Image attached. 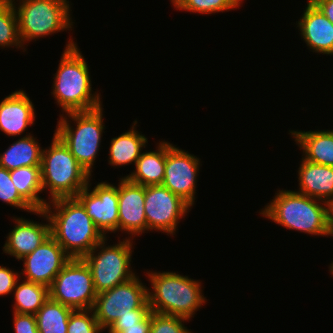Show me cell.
I'll return each mask as SVG.
<instances>
[{
	"label": "cell",
	"instance_id": "cell-1",
	"mask_svg": "<svg viewBox=\"0 0 333 333\" xmlns=\"http://www.w3.org/2000/svg\"><path fill=\"white\" fill-rule=\"evenodd\" d=\"M43 211L51 237L70 258H83L105 238L76 197L48 201Z\"/></svg>",
	"mask_w": 333,
	"mask_h": 333
},
{
	"label": "cell",
	"instance_id": "cell-2",
	"mask_svg": "<svg viewBox=\"0 0 333 333\" xmlns=\"http://www.w3.org/2000/svg\"><path fill=\"white\" fill-rule=\"evenodd\" d=\"M71 38L72 36L61 54L51 87L53 89L51 95L55 98V103L62 108L63 114L91 111L102 107L101 93L92 90L90 66L77 43Z\"/></svg>",
	"mask_w": 333,
	"mask_h": 333
},
{
	"label": "cell",
	"instance_id": "cell-3",
	"mask_svg": "<svg viewBox=\"0 0 333 333\" xmlns=\"http://www.w3.org/2000/svg\"><path fill=\"white\" fill-rule=\"evenodd\" d=\"M147 279L151 286L147 288L148 304L150 310L175 315L191 321L198 309L206 301L202 283L177 272L147 271ZM151 290V291H150Z\"/></svg>",
	"mask_w": 333,
	"mask_h": 333
},
{
	"label": "cell",
	"instance_id": "cell-4",
	"mask_svg": "<svg viewBox=\"0 0 333 333\" xmlns=\"http://www.w3.org/2000/svg\"><path fill=\"white\" fill-rule=\"evenodd\" d=\"M259 213L289 230L312 236H329L325 201L308 197L296 190H278L272 201Z\"/></svg>",
	"mask_w": 333,
	"mask_h": 333
},
{
	"label": "cell",
	"instance_id": "cell-5",
	"mask_svg": "<svg viewBox=\"0 0 333 333\" xmlns=\"http://www.w3.org/2000/svg\"><path fill=\"white\" fill-rule=\"evenodd\" d=\"M92 176L71 154L69 148L54 133L51 145L43 148L41 182L48 200L76 197Z\"/></svg>",
	"mask_w": 333,
	"mask_h": 333
},
{
	"label": "cell",
	"instance_id": "cell-6",
	"mask_svg": "<svg viewBox=\"0 0 333 333\" xmlns=\"http://www.w3.org/2000/svg\"><path fill=\"white\" fill-rule=\"evenodd\" d=\"M103 109L102 106L91 111L61 114L54 130V133L91 176L94 163L99 156L103 132L106 129ZM71 123H74L73 126L76 128Z\"/></svg>",
	"mask_w": 333,
	"mask_h": 333
},
{
	"label": "cell",
	"instance_id": "cell-7",
	"mask_svg": "<svg viewBox=\"0 0 333 333\" xmlns=\"http://www.w3.org/2000/svg\"><path fill=\"white\" fill-rule=\"evenodd\" d=\"M11 1L17 14L19 37L24 47L32 40L74 28L72 4L69 0Z\"/></svg>",
	"mask_w": 333,
	"mask_h": 333
},
{
	"label": "cell",
	"instance_id": "cell-8",
	"mask_svg": "<svg viewBox=\"0 0 333 333\" xmlns=\"http://www.w3.org/2000/svg\"><path fill=\"white\" fill-rule=\"evenodd\" d=\"M107 239L105 237L82 258L90 268L97 294L123 284L137 275L131 267L134 239L126 237L113 245H108Z\"/></svg>",
	"mask_w": 333,
	"mask_h": 333
},
{
	"label": "cell",
	"instance_id": "cell-9",
	"mask_svg": "<svg viewBox=\"0 0 333 333\" xmlns=\"http://www.w3.org/2000/svg\"><path fill=\"white\" fill-rule=\"evenodd\" d=\"M97 293L90 268L82 258H71L49 287V298L73 310L92 309Z\"/></svg>",
	"mask_w": 333,
	"mask_h": 333
},
{
	"label": "cell",
	"instance_id": "cell-10",
	"mask_svg": "<svg viewBox=\"0 0 333 333\" xmlns=\"http://www.w3.org/2000/svg\"><path fill=\"white\" fill-rule=\"evenodd\" d=\"M147 288L136 275L123 284L97 294L92 310L98 324L106 330L120 316L133 314L134 309L140 308L148 300Z\"/></svg>",
	"mask_w": 333,
	"mask_h": 333
},
{
	"label": "cell",
	"instance_id": "cell-11",
	"mask_svg": "<svg viewBox=\"0 0 333 333\" xmlns=\"http://www.w3.org/2000/svg\"><path fill=\"white\" fill-rule=\"evenodd\" d=\"M191 208L180 196L173 194L163 185L145 186L147 231H160L173 237L180 219L185 218Z\"/></svg>",
	"mask_w": 333,
	"mask_h": 333
},
{
	"label": "cell",
	"instance_id": "cell-12",
	"mask_svg": "<svg viewBox=\"0 0 333 333\" xmlns=\"http://www.w3.org/2000/svg\"><path fill=\"white\" fill-rule=\"evenodd\" d=\"M166 141L165 175L162 185L180 196L191 207L195 204L201 159Z\"/></svg>",
	"mask_w": 333,
	"mask_h": 333
},
{
	"label": "cell",
	"instance_id": "cell-13",
	"mask_svg": "<svg viewBox=\"0 0 333 333\" xmlns=\"http://www.w3.org/2000/svg\"><path fill=\"white\" fill-rule=\"evenodd\" d=\"M91 180L76 198L85 207L96 227L108 237L106 234L118 232V184L115 186L106 181L99 182L92 189Z\"/></svg>",
	"mask_w": 333,
	"mask_h": 333
},
{
	"label": "cell",
	"instance_id": "cell-14",
	"mask_svg": "<svg viewBox=\"0 0 333 333\" xmlns=\"http://www.w3.org/2000/svg\"><path fill=\"white\" fill-rule=\"evenodd\" d=\"M70 259L64 249L50 235L32 253L20 259L23 261V269L19 271L22 275L20 278L49 288Z\"/></svg>",
	"mask_w": 333,
	"mask_h": 333
},
{
	"label": "cell",
	"instance_id": "cell-15",
	"mask_svg": "<svg viewBox=\"0 0 333 333\" xmlns=\"http://www.w3.org/2000/svg\"><path fill=\"white\" fill-rule=\"evenodd\" d=\"M145 186L129 181L126 177L118 182V231L134 239L147 231L144 210ZM130 235V237H129Z\"/></svg>",
	"mask_w": 333,
	"mask_h": 333
},
{
	"label": "cell",
	"instance_id": "cell-16",
	"mask_svg": "<svg viewBox=\"0 0 333 333\" xmlns=\"http://www.w3.org/2000/svg\"><path fill=\"white\" fill-rule=\"evenodd\" d=\"M34 215L44 218L46 223L31 221L30 219L13 218V229L6 236V242L3 245V252L9 256L15 257L20 261L25 255L32 253L50 236V222L43 210L35 211ZM40 215V216H39ZM48 222V223H47Z\"/></svg>",
	"mask_w": 333,
	"mask_h": 333
},
{
	"label": "cell",
	"instance_id": "cell-17",
	"mask_svg": "<svg viewBox=\"0 0 333 333\" xmlns=\"http://www.w3.org/2000/svg\"><path fill=\"white\" fill-rule=\"evenodd\" d=\"M302 16L296 21L301 39L311 52L333 56V23L311 1L307 0Z\"/></svg>",
	"mask_w": 333,
	"mask_h": 333
},
{
	"label": "cell",
	"instance_id": "cell-18",
	"mask_svg": "<svg viewBox=\"0 0 333 333\" xmlns=\"http://www.w3.org/2000/svg\"><path fill=\"white\" fill-rule=\"evenodd\" d=\"M36 111L25 91L15 90L0 101V131L9 137H19L34 125Z\"/></svg>",
	"mask_w": 333,
	"mask_h": 333
},
{
	"label": "cell",
	"instance_id": "cell-19",
	"mask_svg": "<svg viewBox=\"0 0 333 333\" xmlns=\"http://www.w3.org/2000/svg\"><path fill=\"white\" fill-rule=\"evenodd\" d=\"M302 160V161H301ZM298 168V190L322 201L333 199V167L315 164L301 158Z\"/></svg>",
	"mask_w": 333,
	"mask_h": 333
},
{
	"label": "cell",
	"instance_id": "cell-20",
	"mask_svg": "<svg viewBox=\"0 0 333 333\" xmlns=\"http://www.w3.org/2000/svg\"><path fill=\"white\" fill-rule=\"evenodd\" d=\"M289 134L294 138L295 144L303 151V159L315 164L333 167V129L289 130Z\"/></svg>",
	"mask_w": 333,
	"mask_h": 333
},
{
	"label": "cell",
	"instance_id": "cell-21",
	"mask_svg": "<svg viewBox=\"0 0 333 333\" xmlns=\"http://www.w3.org/2000/svg\"><path fill=\"white\" fill-rule=\"evenodd\" d=\"M156 150L142 152L132 172L126 177L129 181L143 185H162L165 175L166 141H159Z\"/></svg>",
	"mask_w": 333,
	"mask_h": 333
},
{
	"label": "cell",
	"instance_id": "cell-22",
	"mask_svg": "<svg viewBox=\"0 0 333 333\" xmlns=\"http://www.w3.org/2000/svg\"><path fill=\"white\" fill-rule=\"evenodd\" d=\"M137 123V120L133 121L129 130L111 138L108 157V164L111 166L116 168L132 163L135 165L143 148L147 147L148 138L136 129Z\"/></svg>",
	"mask_w": 333,
	"mask_h": 333
},
{
	"label": "cell",
	"instance_id": "cell-23",
	"mask_svg": "<svg viewBox=\"0 0 333 333\" xmlns=\"http://www.w3.org/2000/svg\"><path fill=\"white\" fill-rule=\"evenodd\" d=\"M31 133L18 138L0 154V166L13 170L27 166H41L42 150L40 143Z\"/></svg>",
	"mask_w": 333,
	"mask_h": 333
},
{
	"label": "cell",
	"instance_id": "cell-24",
	"mask_svg": "<svg viewBox=\"0 0 333 333\" xmlns=\"http://www.w3.org/2000/svg\"><path fill=\"white\" fill-rule=\"evenodd\" d=\"M10 176L20 196L35 210H43L48 203L43 192L41 166H27L10 170Z\"/></svg>",
	"mask_w": 333,
	"mask_h": 333
},
{
	"label": "cell",
	"instance_id": "cell-25",
	"mask_svg": "<svg viewBox=\"0 0 333 333\" xmlns=\"http://www.w3.org/2000/svg\"><path fill=\"white\" fill-rule=\"evenodd\" d=\"M13 312L35 315L49 299V288L30 281L20 279L13 290Z\"/></svg>",
	"mask_w": 333,
	"mask_h": 333
},
{
	"label": "cell",
	"instance_id": "cell-26",
	"mask_svg": "<svg viewBox=\"0 0 333 333\" xmlns=\"http://www.w3.org/2000/svg\"><path fill=\"white\" fill-rule=\"evenodd\" d=\"M73 309L50 298L35 314L39 333H67Z\"/></svg>",
	"mask_w": 333,
	"mask_h": 333
},
{
	"label": "cell",
	"instance_id": "cell-27",
	"mask_svg": "<svg viewBox=\"0 0 333 333\" xmlns=\"http://www.w3.org/2000/svg\"><path fill=\"white\" fill-rule=\"evenodd\" d=\"M2 47V48H1ZM27 49L19 37L18 18L11 0H0V48Z\"/></svg>",
	"mask_w": 333,
	"mask_h": 333
},
{
	"label": "cell",
	"instance_id": "cell-28",
	"mask_svg": "<svg viewBox=\"0 0 333 333\" xmlns=\"http://www.w3.org/2000/svg\"><path fill=\"white\" fill-rule=\"evenodd\" d=\"M176 10L198 14H215L239 9L243 0H172Z\"/></svg>",
	"mask_w": 333,
	"mask_h": 333
},
{
	"label": "cell",
	"instance_id": "cell-29",
	"mask_svg": "<svg viewBox=\"0 0 333 333\" xmlns=\"http://www.w3.org/2000/svg\"><path fill=\"white\" fill-rule=\"evenodd\" d=\"M0 200L3 203L34 213L35 210L20 196L14 183L12 182L10 171L0 166Z\"/></svg>",
	"mask_w": 333,
	"mask_h": 333
},
{
	"label": "cell",
	"instance_id": "cell-30",
	"mask_svg": "<svg viewBox=\"0 0 333 333\" xmlns=\"http://www.w3.org/2000/svg\"><path fill=\"white\" fill-rule=\"evenodd\" d=\"M188 319L151 311V325L149 333H193L184 322Z\"/></svg>",
	"mask_w": 333,
	"mask_h": 333
},
{
	"label": "cell",
	"instance_id": "cell-31",
	"mask_svg": "<svg viewBox=\"0 0 333 333\" xmlns=\"http://www.w3.org/2000/svg\"><path fill=\"white\" fill-rule=\"evenodd\" d=\"M92 309L73 310L69 316L67 333H103Z\"/></svg>",
	"mask_w": 333,
	"mask_h": 333
},
{
	"label": "cell",
	"instance_id": "cell-32",
	"mask_svg": "<svg viewBox=\"0 0 333 333\" xmlns=\"http://www.w3.org/2000/svg\"><path fill=\"white\" fill-rule=\"evenodd\" d=\"M150 305L148 300L138 309L133 310V314L120 316L108 329V333H120L124 330V326L137 325L149 312Z\"/></svg>",
	"mask_w": 333,
	"mask_h": 333
},
{
	"label": "cell",
	"instance_id": "cell-33",
	"mask_svg": "<svg viewBox=\"0 0 333 333\" xmlns=\"http://www.w3.org/2000/svg\"><path fill=\"white\" fill-rule=\"evenodd\" d=\"M21 275L6 266L0 265V297L11 294Z\"/></svg>",
	"mask_w": 333,
	"mask_h": 333
},
{
	"label": "cell",
	"instance_id": "cell-34",
	"mask_svg": "<svg viewBox=\"0 0 333 333\" xmlns=\"http://www.w3.org/2000/svg\"><path fill=\"white\" fill-rule=\"evenodd\" d=\"M12 313L15 333H39L35 315Z\"/></svg>",
	"mask_w": 333,
	"mask_h": 333
},
{
	"label": "cell",
	"instance_id": "cell-35",
	"mask_svg": "<svg viewBox=\"0 0 333 333\" xmlns=\"http://www.w3.org/2000/svg\"><path fill=\"white\" fill-rule=\"evenodd\" d=\"M151 325V311L137 325L124 326L120 333H149Z\"/></svg>",
	"mask_w": 333,
	"mask_h": 333
},
{
	"label": "cell",
	"instance_id": "cell-36",
	"mask_svg": "<svg viewBox=\"0 0 333 333\" xmlns=\"http://www.w3.org/2000/svg\"><path fill=\"white\" fill-rule=\"evenodd\" d=\"M321 12L333 23V0H311Z\"/></svg>",
	"mask_w": 333,
	"mask_h": 333
},
{
	"label": "cell",
	"instance_id": "cell-37",
	"mask_svg": "<svg viewBox=\"0 0 333 333\" xmlns=\"http://www.w3.org/2000/svg\"><path fill=\"white\" fill-rule=\"evenodd\" d=\"M327 205V224L329 236L333 237V199L326 202Z\"/></svg>",
	"mask_w": 333,
	"mask_h": 333
},
{
	"label": "cell",
	"instance_id": "cell-38",
	"mask_svg": "<svg viewBox=\"0 0 333 333\" xmlns=\"http://www.w3.org/2000/svg\"><path fill=\"white\" fill-rule=\"evenodd\" d=\"M329 271H330V274H332V276H333V261L329 265Z\"/></svg>",
	"mask_w": 333,
	"mask_h": 333
}]
</instances>
